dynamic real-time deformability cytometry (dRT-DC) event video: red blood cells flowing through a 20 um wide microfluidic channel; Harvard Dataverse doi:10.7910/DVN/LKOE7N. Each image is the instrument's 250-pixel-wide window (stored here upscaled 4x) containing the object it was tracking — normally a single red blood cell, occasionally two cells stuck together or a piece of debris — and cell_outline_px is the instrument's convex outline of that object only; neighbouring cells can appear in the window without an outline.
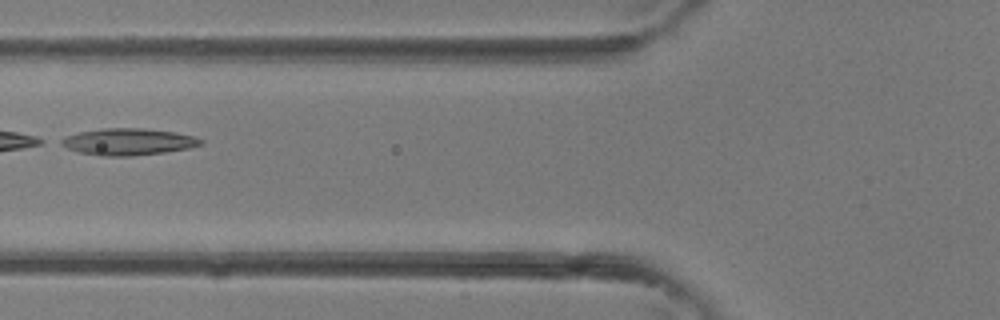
{"species": "common noctule bat (a hibernating species)", "species_latin": "Nyctalus noctula", "temperature_condition": "room temperature", "stored_images_in_passage": 4, "camera_frame_rate_fps": 3000, "um_per_image_px": 0.085, "animal": {"sex": "female"}, "frame": {"image": 1, "passage_image": 4, "time_ms": 1.0, "image_size_px": [1000, 320], "cell_outline_px": [[204, 144], [188, 148], [164, 152], [132, 156], [100, 156], [76, 152], [60, 144], [56, 140], [64, 136], [80, 132], [104, 128], [144, 128], [176, 132], [192, 136], [204, 140]], "centroid_in_image_um": [10.85, 12.05], "position_along_channel_um": 114.9, "area_um2": 21.96}}